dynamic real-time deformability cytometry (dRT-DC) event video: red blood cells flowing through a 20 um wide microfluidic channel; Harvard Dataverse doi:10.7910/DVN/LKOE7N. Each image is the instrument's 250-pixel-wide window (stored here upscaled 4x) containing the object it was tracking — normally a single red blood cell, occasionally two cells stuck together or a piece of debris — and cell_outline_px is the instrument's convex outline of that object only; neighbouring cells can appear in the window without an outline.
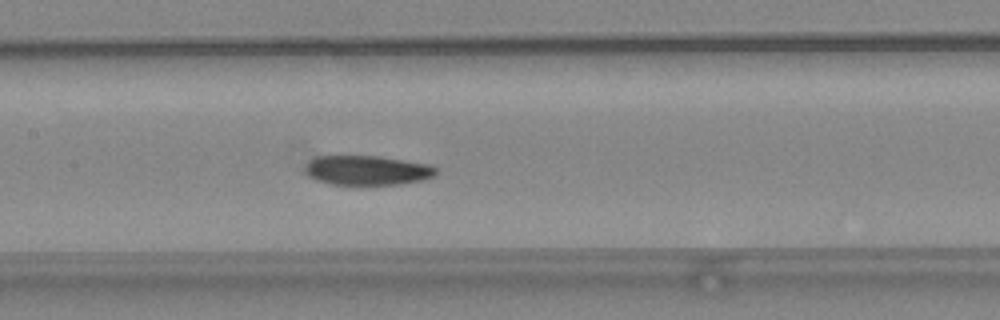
{"species": "common noctule bat (a hibernating species)", "species_latin": "Nyctalus noctula", "temperature_condition": "warm", "stored_images_in_passage": 50, "camera_frame_rate_fps": 3000, "um_per_image_px": 0.085, "animal": {"sex": "female", "body_mass_g": 24.6, "forearm_length_mm": 56.2}, "frame": {"image": 1, "passage_image": 25, "time_ms": 8.0, "image_size_px": [1000, 320], "cell_outline_px": [[436, 172], [432, 176], [424, 180], [396, 184], [328, 184], [316, 180], [308, 176], [304, 172], [304, 168], [316, 156], [380, 156], [432, 164], [436, 168]], "centroid_in_image_um": [31.21, 14.47], "position_along_channel_um": 176.2, "area_um2": 22.54}}
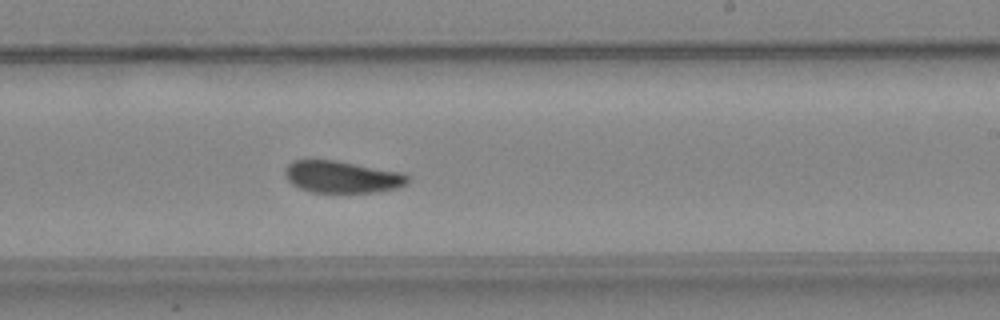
{"frame": {"image": 2, "passage_image": 31, "time_ms": 10.0, "image_size_px": [1000, 320], "cell_outline_px": [[408, 184], [396, 188], [376, 192], [312, 192], [300, 188], [292, 184], [284, 176], [284, 168], [292, 160], [336, 160], [404, 172], [408, 176]], "centroid_in_image_um": [29.07, 15.02], "position_along_channel_um": 259.9, "area_um2": 23.06}}
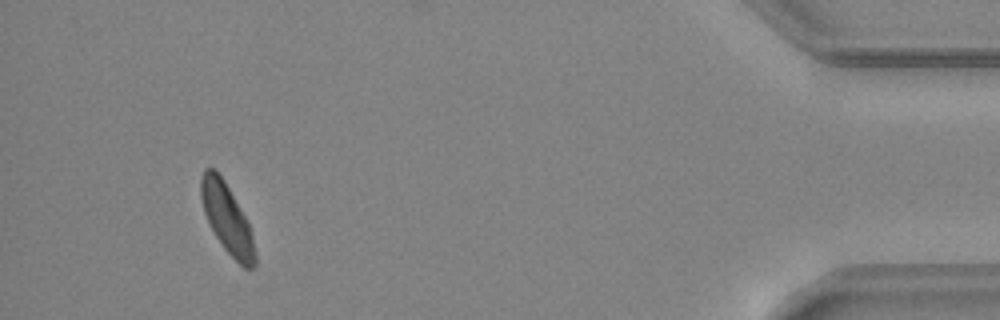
{"frame": {"image": 3, "passage_image": 47, "time_ms": 15.333, "image_size_px": [1000, 320], "cell_outline_px": [[256, 264], [252, 268], [244, 268], [224, 248], [216, 236], [204, 212], [200, 196], [200, 176], [204, 168], [216, 168], [224, 180], [248, 220], [256, 252]], "centroid_in_image_um": [19.29, 18.53], "position_along_channel_um": 415.9, "area_um2": 21.85}, "authors_computed_cell_mechanics": {"area_um2": 22.9466, "velocity_mm_per_s": 4.2125, "shape_relaxation_time_tau1_ms": 5.9526, "shape_relaxation_time_tau2_ms": 6.5816, "deformation_change_tau1": 0.1574, "deformation_change_tau2": 0.1092}}